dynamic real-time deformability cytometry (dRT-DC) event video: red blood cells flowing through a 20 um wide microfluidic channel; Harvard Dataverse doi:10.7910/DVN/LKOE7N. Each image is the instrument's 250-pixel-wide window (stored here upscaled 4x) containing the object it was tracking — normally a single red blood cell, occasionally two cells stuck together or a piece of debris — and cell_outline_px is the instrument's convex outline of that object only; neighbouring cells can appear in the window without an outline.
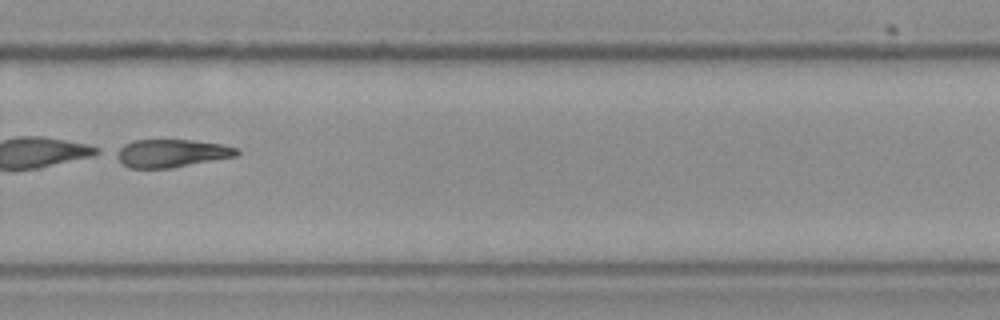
{"species": "Egyptian fruit bat (a non-hibernating species)", "species_latin": "Rousettus aegyptiacus", "temperature_condition": "cold", "stored_images_in_passage": 14, "camera_frame_rate_fps": 3000, "um_per_image_px": 0.085, "frame": {"image": 1, "passage_image": 10, "time_ms": 3.0, "image_size_px": [1000, 320], "cell_outline_px": [[240, 152], [236, 156], [172, 168], [128, 168], [108, 152], [124, 144], [136, 140], [192, 140], [224, 144], [236, 148]], "centroid_in_image_um": [14.48, 13.02], "position_along_channel_um": 315.3, "area_um2": 20.0}}